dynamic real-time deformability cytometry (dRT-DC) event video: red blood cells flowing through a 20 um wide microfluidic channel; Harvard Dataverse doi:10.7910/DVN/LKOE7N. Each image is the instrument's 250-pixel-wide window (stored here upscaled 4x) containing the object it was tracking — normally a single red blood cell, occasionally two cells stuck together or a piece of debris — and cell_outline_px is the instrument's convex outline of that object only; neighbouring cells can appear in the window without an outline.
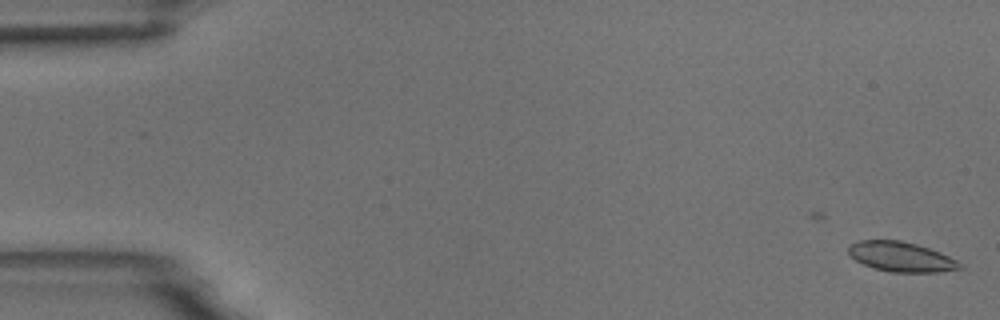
{"species": "common noctule bat (a hibernating species)", "species_latin": "Nyctalus noctula", "temperature_condition": "room temperature", "stored_images_in_passage": 6, "camera_frame_rate_fps": 3000, "um_per_image_px": 0.085, "animal": {"sex": "male", "body_mass_g": 18.8}, "frame": {"image": 1, "passage_image": 2, "time_ms": 1.333, "image_size_px": [1000, 320], "cell_outline_px": [[964, 268], [940, 272], [888, 272], [864, 264], [856, 260], [848, 252], [848, 244], [856, 240], [900, 240], [916, 244], [940, 252], [964, 264]], "centroid_in_image_um": [76.61, 21.82], "position_along_channel_um": 8.4, "area_um2": 19.42}}